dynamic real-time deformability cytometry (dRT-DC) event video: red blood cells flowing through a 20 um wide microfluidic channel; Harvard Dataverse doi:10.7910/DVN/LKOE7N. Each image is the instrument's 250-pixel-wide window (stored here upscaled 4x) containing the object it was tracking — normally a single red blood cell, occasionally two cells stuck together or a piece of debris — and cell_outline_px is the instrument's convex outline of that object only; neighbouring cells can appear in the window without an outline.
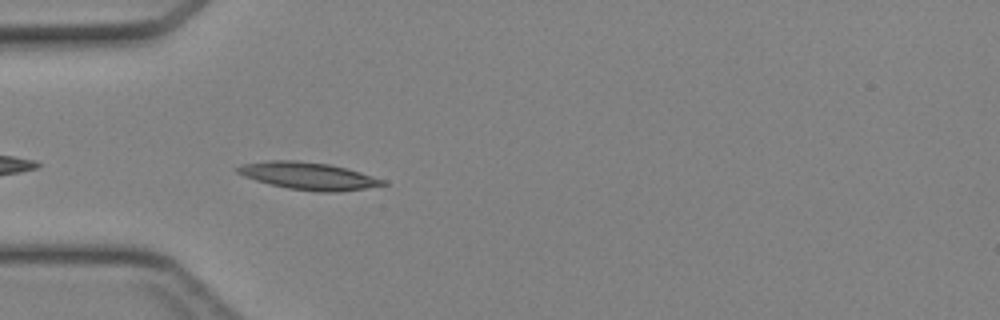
{"species": "Egyptian fruit bat (a non-hibernating species)", "species_latin": "Rousettus aegyptiacus", "temperature_condition": "cold", "stored_images_in_passage": 11, "camera_frame_rate_fps": 3000, "um_per_image_px": 0.085, "animal": {"sex": "female"}, "frame": {"image": 1, "passage_image": 2, "time_ms": 0.333, "image_size_px": [1000, 320], "cell_outline_px": [[388, 184], [364, 188], [336, 192], [320, 192], [288, 188], [256, 180], [244, 176], [236, 172], [236, 168], [244, 164], [268, 160], [296, 160], [328, 164], [360, 172], [388, 180]], "centroid_in_image_um": [26.24, 14.95], "position_along_channel_um": 58.8, "area_um2": 22.89}}
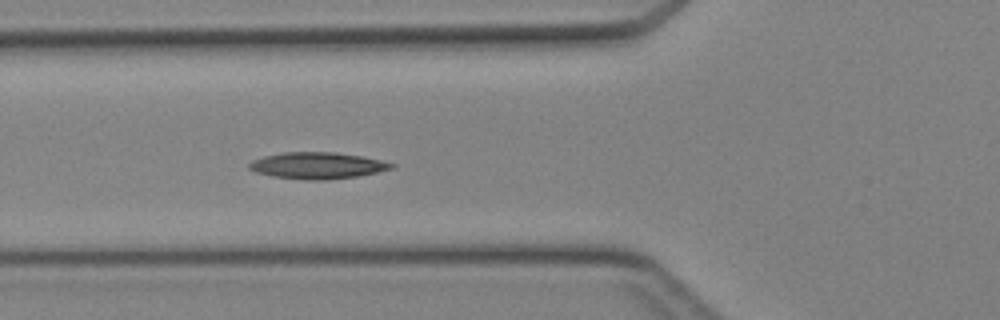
{"frame": {"image": 2, "passage_image": 5, "time_ms": 1.333, "image_size_px": [1000, 320], "cell_outline_px": [[396, 164], [392, 168], [376, 172], [356, 176], [324, 180], [304, 180], [272, 176], [256, 172], [248, 168], [248, 164], [252, 160], [264, 156], [280, 152], [336, 152], [364, 156]], "centroid_in_image_um": [26.94, 14.06], "position_along_channel_um": 98.9, "area_um2": 22.02}}
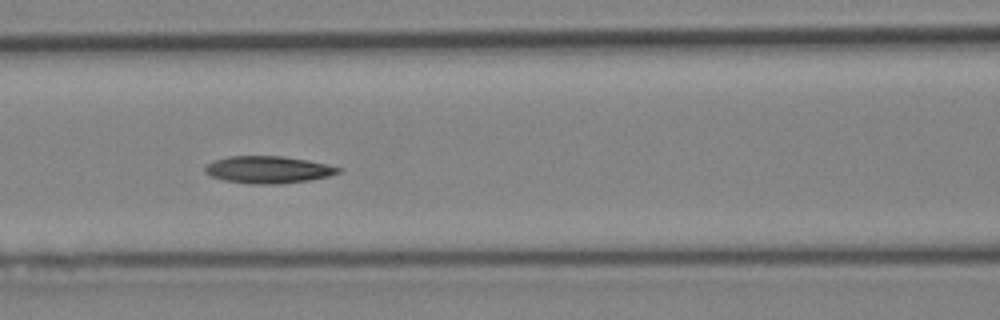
{"frame": {"image": 3, "passage_image": 8, "time_ms": 2.333, "image_size_px": [1000, 320], "cell_outline_px": [[340, 172], [328, 176], [308, 180], [280, 184], [248, 184], [224, 180], [212, 176], [204, 172], [204, 168], [212, 160], [228, 156], [280, 156], [308, 160], [340, 168]], "centroid_in_image_um": [22.73, 14.42], "position_along_channel_um": 143.9, "area_um2": 20.98}}